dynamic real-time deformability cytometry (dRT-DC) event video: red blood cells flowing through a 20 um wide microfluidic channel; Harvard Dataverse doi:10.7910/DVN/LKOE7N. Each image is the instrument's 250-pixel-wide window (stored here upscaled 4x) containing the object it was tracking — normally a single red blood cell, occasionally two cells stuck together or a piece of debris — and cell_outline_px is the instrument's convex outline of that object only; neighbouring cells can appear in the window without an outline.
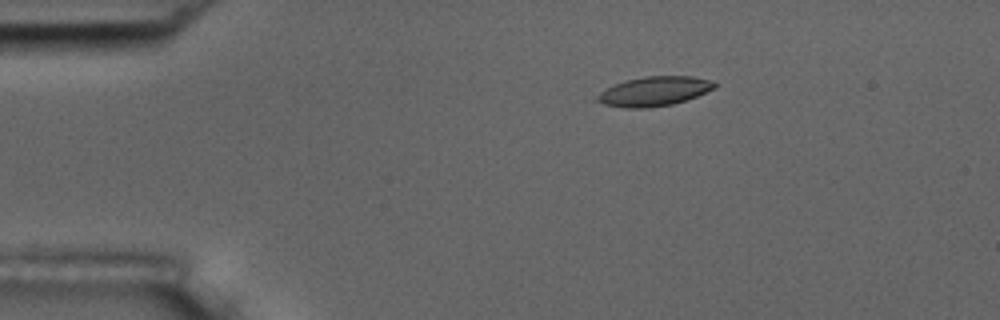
{"species": "common noctule bat (a hibernating species)", "species_latin": "Nyctalus noctula", "temperature_condition": "room temperature", "stored_images_in_passage": 4, "camera_frame_rate_fps": 3000, "um_per_image_px": 0.085, "animal": {"sex": "male", "body_mass_g": 17.5, "forearm_length_mm": 52.3}, "frame": {"image": 1, "passage_image": 1, "time_ms": 0.0, "image_size_px": [1000, 320], "cell_outline_px": [[716, 88], [696, 96], [672, 104], [644, 108], [628, 108], [604, 104], [592, 100], [600, 92], [624, 80], [644, 76], [692, 76], [708, 80], [716, 84]], "centroid_in_image_um": [55.56, 7.76], "position_along_channel_um": 29.4, "area_um2": 19.94}}
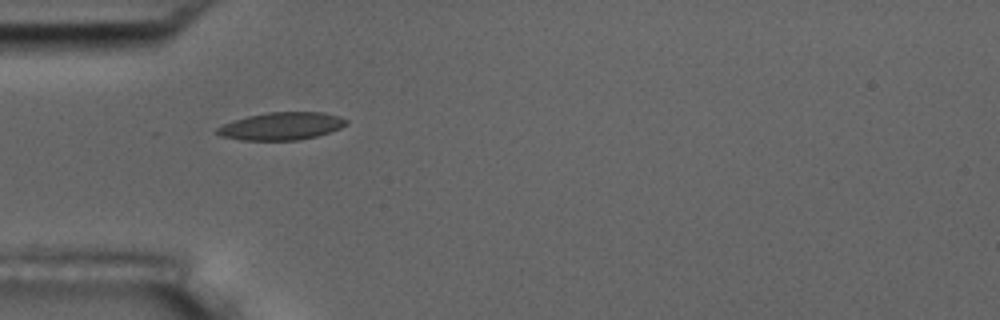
{"frame": {"image": 2, "passage_image": 3, "time_ms": 2.333, "image_size_px": [1000, 320], "cell_outline_px": [[348, 124], [340, 128], [316, 136], [300, 140], [244, 140], [220, 136], [216, 132], [216, 128], [232, 120], [248, 116], [268, 112], [324, 112], [340, 116], [348, 120]], "centroid_in_image_um": [23.94, 10.71], "position_along_channel_um": 61.1, "area_um2": 20.81}}